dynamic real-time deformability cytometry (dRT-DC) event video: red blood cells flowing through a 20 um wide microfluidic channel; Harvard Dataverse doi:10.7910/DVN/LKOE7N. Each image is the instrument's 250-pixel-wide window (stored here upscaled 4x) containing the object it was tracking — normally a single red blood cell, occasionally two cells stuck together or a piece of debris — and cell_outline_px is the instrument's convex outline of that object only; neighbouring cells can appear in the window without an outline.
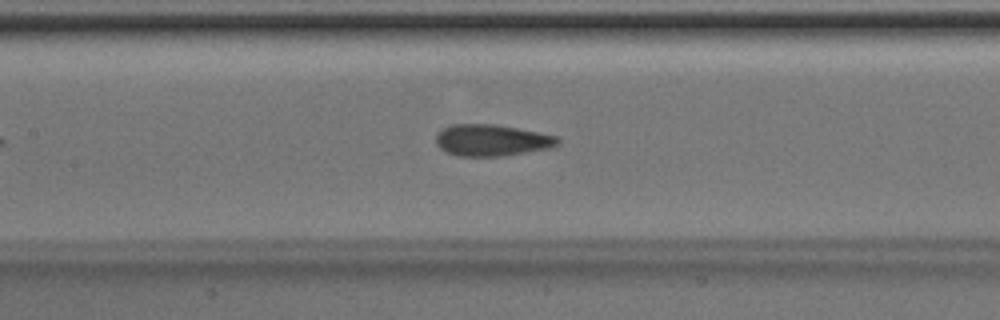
{"species": "Egyptian fruit bat (a non-hibernating species)", "species_latin": "Rousettus aegyptiacus", "temperature_condition": "room temperature", "stored_images_in_passage": 40, "camera_frame_rate_fps": 3000, "um_per_image_px": 0.085, "animal": {"sex": "male"}, "frame": {"image": 1, "passage_image": 14, "time_ms": 4.333, "image_size_px": [1000, 320], "cell_outline_px": [[560, 144], [552, 148], [504, 156], [456, 156], [440, 148], [436, 144], [436, 136], [444, 128], [452, 124], [496, 124], [556, 136], [560, 140]], "centroid_in_image_um": [41.82, 11.93], "position_along_channel_um": 165.6, "area_um2": 22.37}}
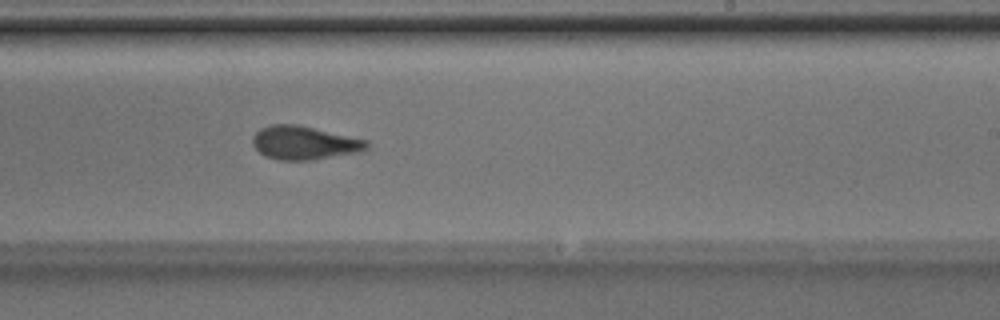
{"frame": {"image": 2, "passage_image": 21, "time_ms": 6.667, "image_size_px": [1000, 320], "cell_outline_px": [[368, 148], [360, 152], [312, 160], [276, 160], [264, 156], [252, 144], [252, 136], [260, 128], [272, 124], [296, 124], [368, 140]], "centroid_in_image_um": [25.84, 12.14], "position_along_channel_um": 263.2, "area_um2": 22.37}}
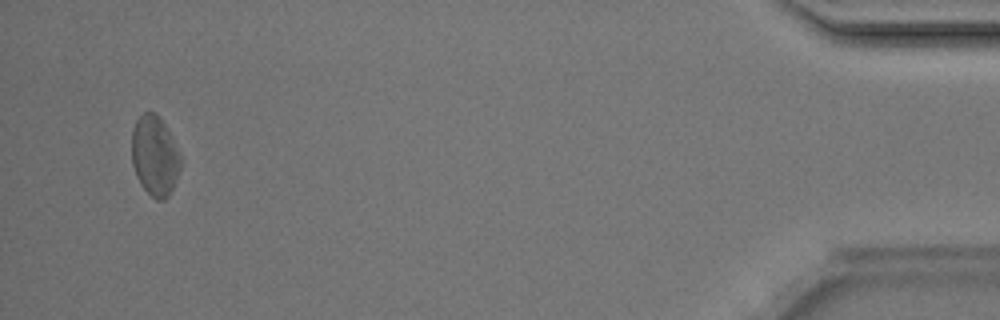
{"frame": {"image": 3, "passage_image": 38, "time_ms": 12.333, "image_size_px": [1000, 320], "cell_outline_px": [[180, 168], [176, 180], [168, 196], [164, 200], [156, 200], [140, 184], [136, 176], [132, 164], [132, 132], [136, 120], [144, 112], [156, 112], [168, 128], [180, 156]], "centroid_in_image_um": [13.14, 13.23], "position_along_channel_um": 422.1, "area_um2": 22.72}, "authors_computed_cell_mechanics": {"area_um2": 22.5998, "velocity_mm_per_s": 4.1993, "shape_relaxation_time_tau1_ms": 2.6134, "shape_relaxation_time_tau2_ms": 2.9381, "deformation_change_tau1": 0.0996, "deformation_change_tau2": 0.0792}}